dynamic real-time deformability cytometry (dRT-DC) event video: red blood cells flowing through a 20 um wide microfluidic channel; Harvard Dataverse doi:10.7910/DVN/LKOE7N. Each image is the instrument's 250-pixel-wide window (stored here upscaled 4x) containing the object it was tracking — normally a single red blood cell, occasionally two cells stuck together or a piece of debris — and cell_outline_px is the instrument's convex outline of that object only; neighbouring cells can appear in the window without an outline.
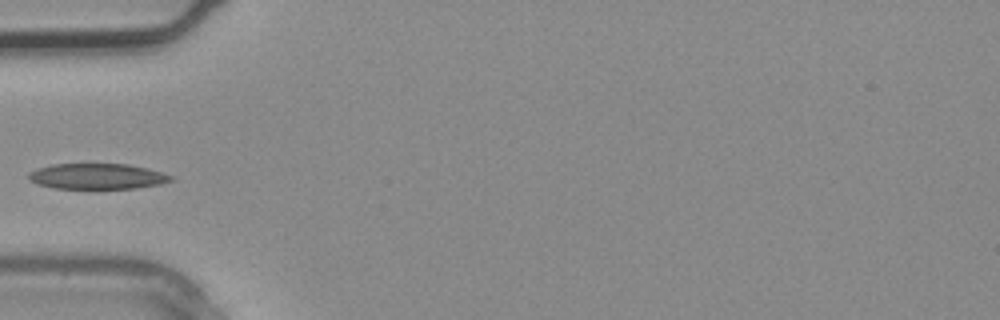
{"species": "common noctule bat (a hibernating species)", "species_latin": "Nyctalus noctula", "temperature_condition": "warm", "stored_images_in_passage": 2, "camera_frame_rate_fps": 3000, "um_per_image_px": 0.085, "animal": {"sex": "male", "body_mass_g": 20.4}, "frame": {"image": 1, "passage_image": 2, "time_ms": 0.333, "image_size_px": [1000, 320], "cell_outline_px": [[176, 180], [160, 184], [136, 188], [52, 188], [36, 184], [28, 180], [28, 172], [36, 168], [52, 164], [128, 164], [148, 168], [176, 176]], "centroid_in_image_um": [8.28, 14.98], "position_along_channel_um": 76.7, "area_um2": 21.56}}